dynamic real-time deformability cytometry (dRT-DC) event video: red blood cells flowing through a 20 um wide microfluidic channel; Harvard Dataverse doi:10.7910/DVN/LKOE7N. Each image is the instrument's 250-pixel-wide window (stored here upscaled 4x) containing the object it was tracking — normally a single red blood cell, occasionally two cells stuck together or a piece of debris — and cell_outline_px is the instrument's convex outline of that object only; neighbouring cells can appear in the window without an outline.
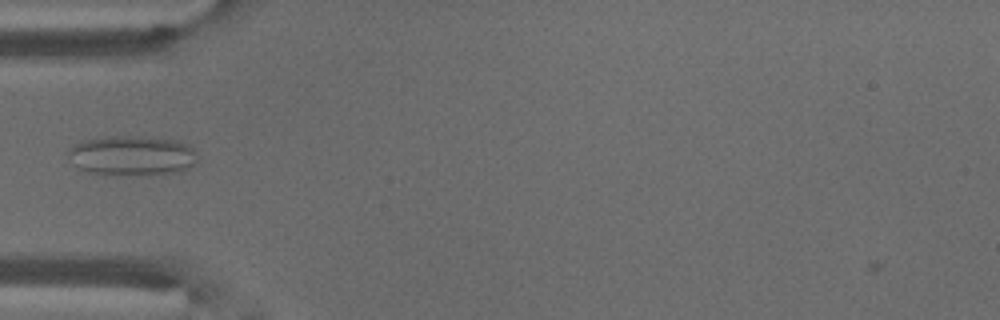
{"species": "common noctule bat (a hibernating species)", "species_latin": "Nyctalus noctula", "temperature_condition": "warm", "stored_images_in_passage": 6, "camera_frame_rate_fps": 3000, "um_per_image_px": 0.085, "animal": {"sex": "male", "body_mass_g": 18.8}, "frame": {"image": 1, "passage_image": 3, "time_ms": 0.667, "image_size_px": [1000, 320], "cell_outline_px": [[196, 160], [192, 164], [180, 172], [140, 176], [116, 176], [88, 172], [72, 164], [64, 152], [68, 148], [76, 144], [88, 140], [112, 136], [136, 136], [176, 140], [188, 144], [196, 152]], "centroid_in_image_um": [11.18, 13.26], "position_along_channel_um": 73.8, "area_um2": 30.46}}
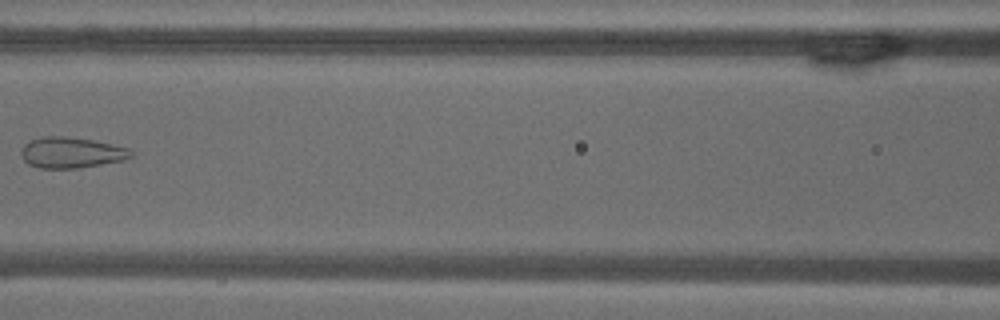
{"frame": {"image": 2, "passage_image": 5, "time_ms": 1.333, "image_size_px": [1000, 320], "cell_outline_px": [[132, 156], [120, 160], [100, 164], [76, 168], [40, 168], [28, 164], [24, 160], [20, 152], [20, 148], [28, 140], [44, 136], [64, 136], [92, 140], [112, 144], [128, 148], [132, 152]], "centroid_in_image_um": [5.98, 12.96], "position_along_channel_um": 160.6, "area_um2": 19.59}}
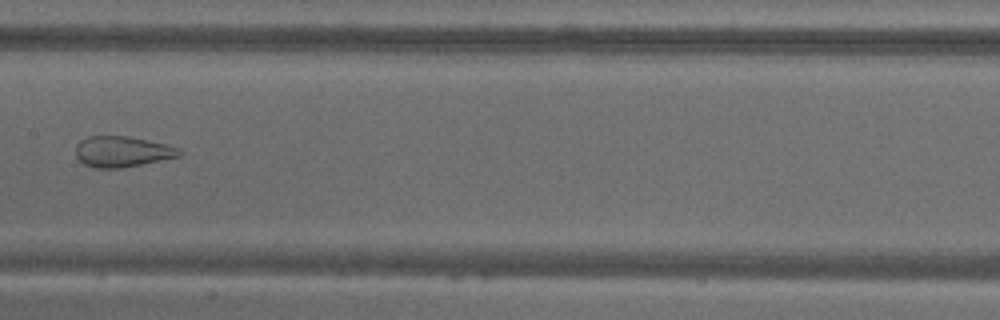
{"frame": {"image": 3, "passage_image": 6, "time_ms": 1.667, "image_size_px": [1000, 320], "cell_outline_px": [[184, 152], [180, 156], [120, 168], [96, 168], [84, 164], [76, 156], [76, 144], [80, 140], [88, 136], [128, 136], [164, 144], [180, 148]], "centroid_in_image_um": [10.37, 12.88], "position_along_channel_um": 197.0, "area_um2": 18.44}}